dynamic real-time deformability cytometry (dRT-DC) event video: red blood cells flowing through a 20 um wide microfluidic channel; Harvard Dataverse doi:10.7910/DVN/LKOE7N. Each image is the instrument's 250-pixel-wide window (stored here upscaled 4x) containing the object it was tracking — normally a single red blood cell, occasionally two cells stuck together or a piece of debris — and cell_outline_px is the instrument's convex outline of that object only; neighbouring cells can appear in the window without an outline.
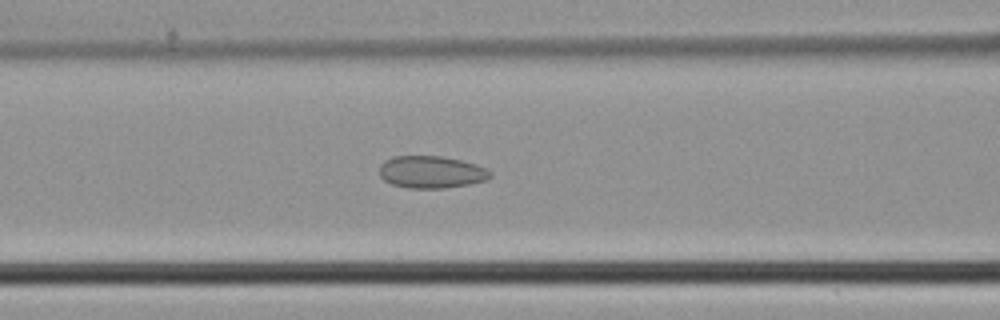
{"species": "common noctule bat (a hibernating species)", "species_latin": "Nyctalus noctula", "temperature_condition": "cold", "stored_images_in_passage": 33, "camera_frame_rate_fps": 3000, "um_per_image_px": 0.085, "animal": {"sex": "male", "body_mass_g": 21.5, "forearm_length_mm": 52.0}, "frame": {"image": 1, "passage_image": 6, "time_ms": 1.667, "image_size_px": [1000, 320], "cell_outline_px": [[492, 176], [484, 180], [468, 184], [444, 188], [408, 188], [392, 184], [384, 180], [380, 176], [380, 164], [384, 160], [396, 156], [440, 156], [460, 160], [476, 164], [488, 168], [492, 172]], "centroid_in_image_um": [36.66, 14.62], "position_along_channel_um": 129.9, "area_um2": 20.81}}
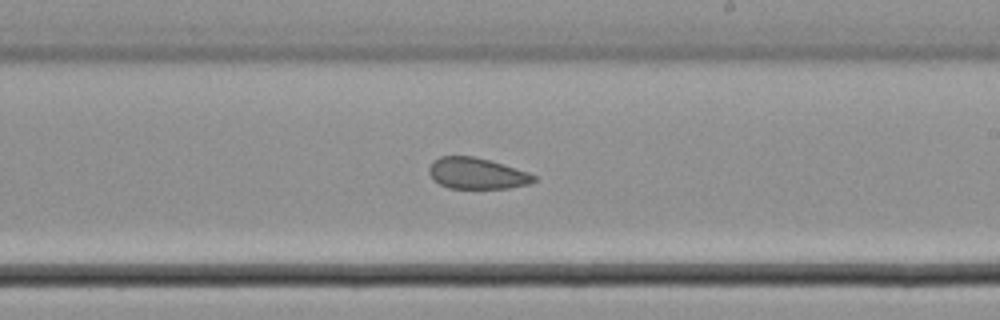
{"frame": {"image": 2, "passage_image": 14, "time_ms": 4.333, "image_size_px": [1000, 320], "cell_outline_px": [[536, 180], [528, 184], [508, 188], [448, 188], [432, 180], [428, 172], [428, 168], [432, 160], [440, 156], [472, 156], [488, 160], [528, 172], [536, 176]], "centroid_in_image_um": [40.47, 14.74], "position_along_channel_um": 248.5, "area_um2": 19.02}}
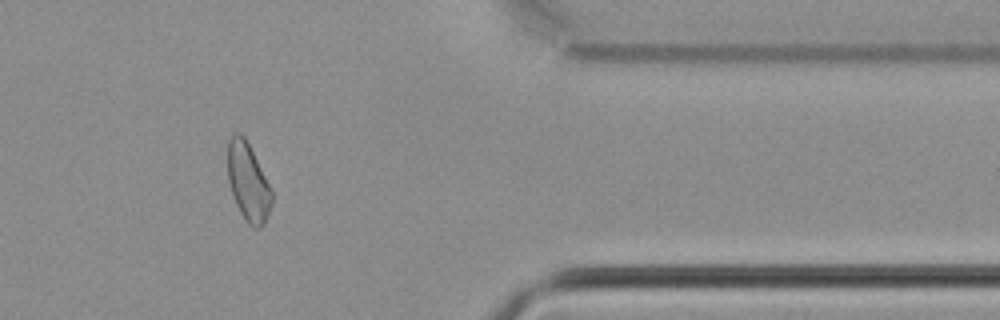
{"frame": {"image": 3, "passage_image": 25, "time_ms": 8.0, "image_size_px": [1000, 320], "cell_outline_px": [[272, 204], [264, 224], [260, 228], [252, 228], [248, 224], [240, 212], [232, 196], [228, 180], [228, 140], [232, 132], [240, 132], [244, 136], [272, 192]], "centroid_in_image_um": [21.06, 15.49], "position_along_channel_um": 390.3, "area_um2": 19.83}}